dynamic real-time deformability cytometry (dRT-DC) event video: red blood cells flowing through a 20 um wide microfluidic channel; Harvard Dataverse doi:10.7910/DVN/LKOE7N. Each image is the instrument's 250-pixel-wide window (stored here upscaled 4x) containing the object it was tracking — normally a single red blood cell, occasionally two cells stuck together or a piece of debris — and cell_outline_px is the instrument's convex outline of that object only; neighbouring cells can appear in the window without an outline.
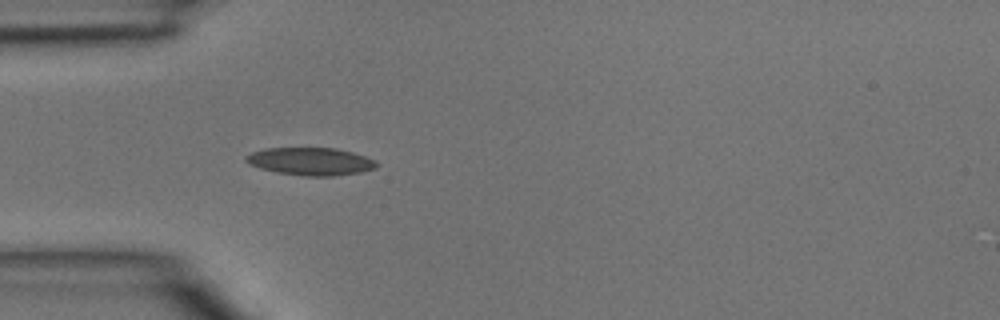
{"species": "common noctule bat (a hibernating species)", "species_latin": "Nyctalus noctula", "temperature_condition": "room temperature", "stored_images_in_passage": 33, "camera_frame_rate_fps": 3000, "um_per_image_px": 0.085, "animal": {"sex": "male", "body_mass_g": 15.6}, "frame": {"image": 1, "passage_image": 1, "time_ms": 0.0, "image_size_px": [1000, 320], "cell_outline_px": [[380, 164], [376, 168], [360, 172], [332, 176], [304, 176], [276, 172], [260, 168], [248, 164], [244, 160], [244, 156], [252, 152], [264, 148], [336, 148], [352, 152], [376, 160]], "centroid_in_image_um": [26.39, 13.72], "position_along_channel_um": 58.6, "area_um2": 21.21}}
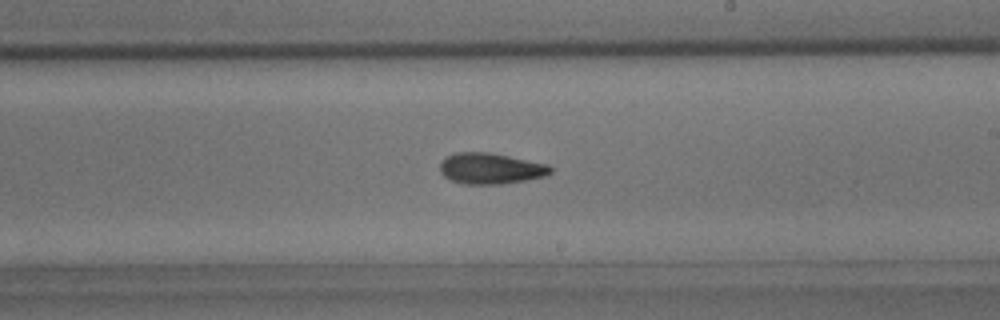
{"frame": {"image": 2, "passage_image": 14, "time_ms": 4.333, "image_size_px": [1000, 320], "cell_outline_px": [[552, 172], [548, 176], [504, 184], [464, 184], [452, 180], [444, 176], [440, 172], [440, 164], [444, 156], [456, 152], [488, 152], [548, 164], [552, 168]], "centroid_in_image_um": [41.7, 14.32], "position_along_channel_um": 247.3, "area_um2": 20.11}}
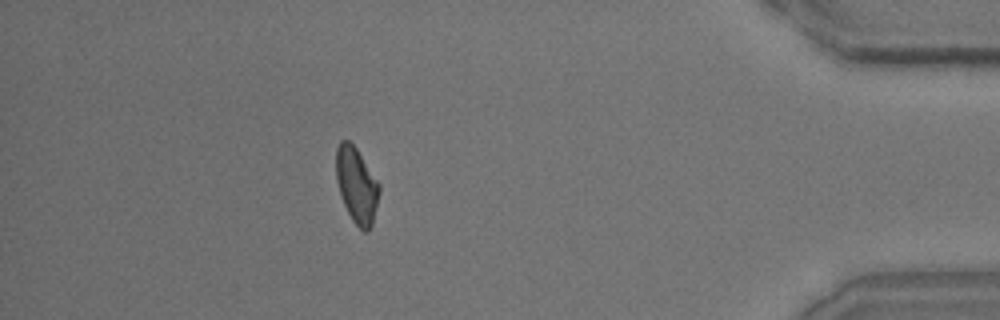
{"frame": {"image": 3, "passage_image": 28, "time_ms": 9.0, "image_size_px": [1000, 320], "cell_outline_px": [[380, 192], [372, 224], [368, 232], [364, 232], [352, 220], [344, 204], [336, 180], [336, 148], [340, 140], [348, 140], [356, 148], [380, 184]], "centroid_in_image_um": [30.31, 15.73], "position_along_channel_um": 404.9, "area_um2": 18.9}}